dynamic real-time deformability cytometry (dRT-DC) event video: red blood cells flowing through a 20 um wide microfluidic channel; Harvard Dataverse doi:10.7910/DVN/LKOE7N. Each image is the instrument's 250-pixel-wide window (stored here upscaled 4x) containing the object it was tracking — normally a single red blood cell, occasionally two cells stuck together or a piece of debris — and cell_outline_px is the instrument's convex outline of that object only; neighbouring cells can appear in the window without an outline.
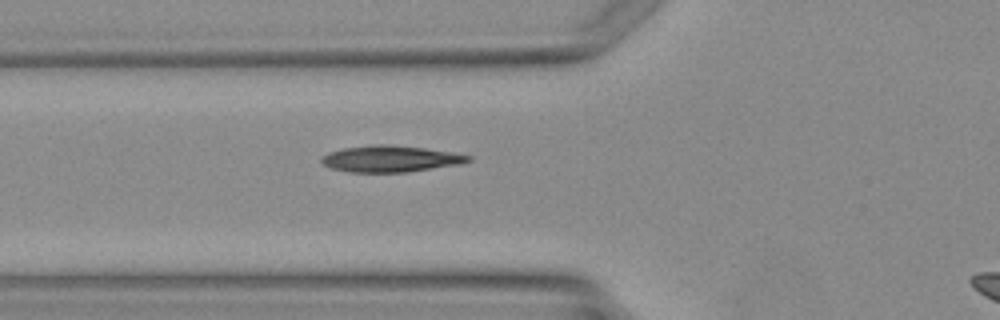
{"species": "Egyptian fruit bat (a non-hibernating species)", "species_latin": "Rousettus aegyptiacus", "temperature_condition": "warm", "stored_images_in_passage": 5, "segment_of_instrument_passage": [1, 2], "camera_frame_rate_fps": 3000, "um_per_image_px": 0.085, "animal": {"sex": "female"}, "frame": {"image": 1, "passage_image": 4, "time_ms": 3.667, "image_size_px": [1000, 320], "cell_outline_px": [[472, 160], [460, 164], [408, 172], [348, 172], [332, 168], [324, 164], [320, 160], [328, 152], [344, 148], [376, 144], [388, 144], [424, 148], [452, 152], [472, 156]], "centroid_in_image_um": [33.21, 13.5], "position_along_channel_um": 92.6, "area_um2": 22.48}}